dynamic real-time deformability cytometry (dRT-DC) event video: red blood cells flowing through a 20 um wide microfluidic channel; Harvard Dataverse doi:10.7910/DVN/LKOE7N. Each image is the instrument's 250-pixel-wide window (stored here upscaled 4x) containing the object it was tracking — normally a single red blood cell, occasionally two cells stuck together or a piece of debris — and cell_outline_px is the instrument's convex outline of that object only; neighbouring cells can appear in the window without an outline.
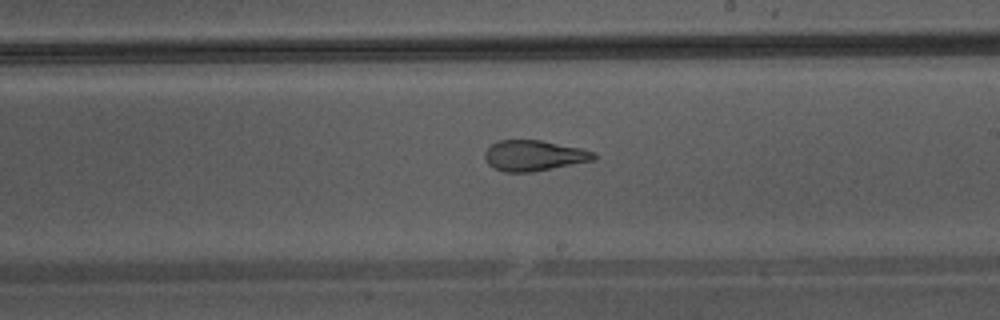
{"species": "Egyptian fruit bat (a non-hibernating species)", "species_latin": "Rousettus aegyptiacus", "temperature_condition": "warm", "stored_images_in_passage": 44, "camera_frame_rate_fps": 3000, "um_per_image_px": 0.085, "animal": {"sex": "male"}, "frame": {"image": 1, "passage_image": 26, "time_ms": 8.333, "image_size_px": [1000, 320], "cell_outline_px": [[596, 160], [532, 172], [504, 172], [488, 164], [484, 160], [484, 152], [492, 144], [500, 140], [540, 140], [580, 148], [596, 152]], "centroid_in_image_um": [45.39, 13.23], "position_along_channel_um": 243.6, "area_um2": 19.48}}